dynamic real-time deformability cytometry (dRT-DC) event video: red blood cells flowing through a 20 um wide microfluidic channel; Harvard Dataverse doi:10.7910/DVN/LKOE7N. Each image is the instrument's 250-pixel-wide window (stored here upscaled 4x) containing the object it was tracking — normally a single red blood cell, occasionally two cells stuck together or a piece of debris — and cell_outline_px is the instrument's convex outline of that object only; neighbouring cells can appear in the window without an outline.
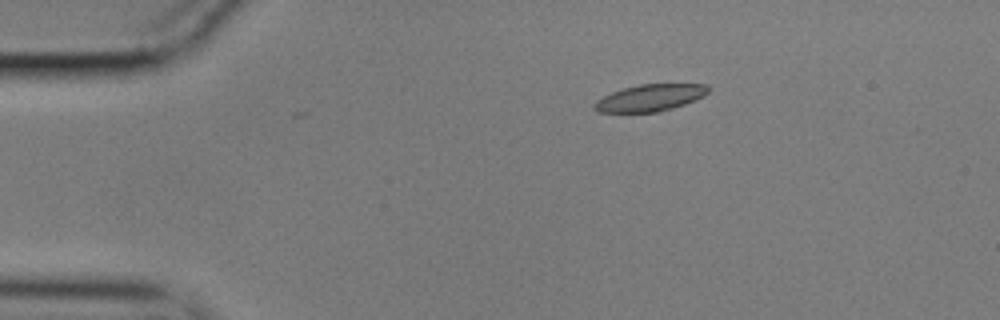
{"species": "common noctule bat (a hibernating species)", "species_latin": "Nyctalus noctula", "temperature_condition": "cold", "stored_images_in_passage": 47, "camera_frame_rate_fps": 3000, "um_per_image_px": 0.085, "animal": {"sex": "male", "body_mass_g": 17.9}, "frame": {"image": 1, "passage_image": 1, "time_ms": 0.0, "image_size_px": [1000, 320], "cell_outline_px": [[712, 88], [704, 96], [696, 100], [672, 108], [656, 112], [600, 112], [592, 108], [592, 104], [596, 100], [612, 92], [624, 88], [640, 84], [708, 84]], "centroid_in_image_um": [55.28, 8.31], "position_along_channel_um": 29.7, "area_um2": 17.86}}
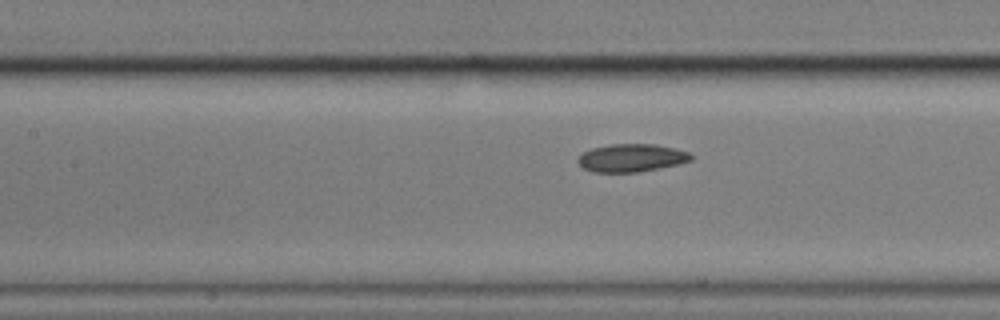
{"frame": {"image": 2, "passage_image": 16, "time_ms": 5.0, "image_size_px": [1000, 320], "cell_outline_px": [[692, 160], [660, 168], [636, 172], [592, 172], [584, 168], [576, 160], [584, 152], [592, 148], [612, 144], [656, 144], [688, 152], [692, 156]], "centroid_in_image_um": [53.65, 13.42], "position_along_channel_um": 153.7, "area_um2": 18.15}}
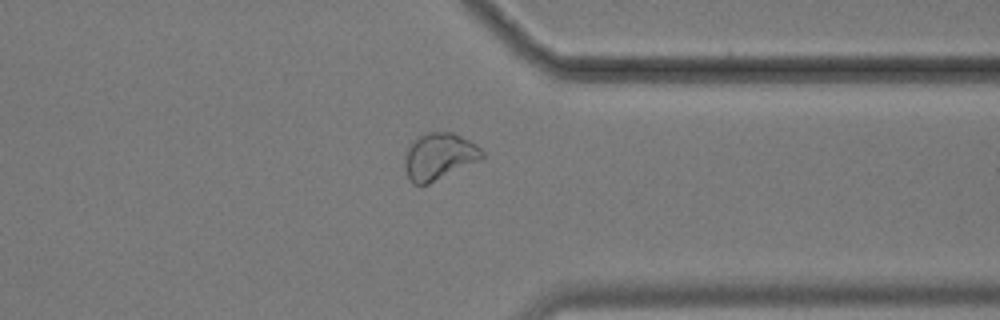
{"frame": {"image": 3, "passage_image": 35, "time_ms": 11.333, "image_size_px": [1000, 320], "cell_outline_px": [[484, 156], [480, 160], [428, 184], [412, 184], [404, 168], [404, 164], [408, 148], [416, 136], [428, 132], [452, 132], [476, 144], [484, 152]], "centroid_in_image_um": [37.32, 13.29], "position_along_channel_um": 374.1, "area_um2": 20.92}, "authors_computed_cell_mechanics": {"area_um2": 19.074, "velocity_mm_per_s": 3.5236, "shape_relaxation_time_tau1_ms": 7.6738, "shape_relaxation_time_tau2_ms": 3.0355, "deformation_change_tau1": 0.1099, "deformation_change_tau2": 0.0665}}